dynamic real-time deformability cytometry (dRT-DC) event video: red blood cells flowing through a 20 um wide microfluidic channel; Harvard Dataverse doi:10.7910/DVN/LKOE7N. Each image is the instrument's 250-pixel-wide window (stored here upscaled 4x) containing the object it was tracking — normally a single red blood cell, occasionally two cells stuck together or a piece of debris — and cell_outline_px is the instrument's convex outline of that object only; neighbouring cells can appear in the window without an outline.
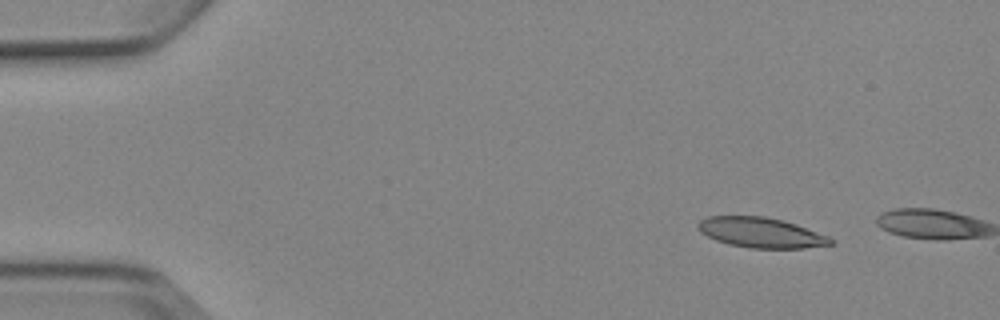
{"species": "Egyptian fruit bat (a non-hibernating species)", "species_latin": "Rousettus aegyptiacus", "temperature_condition": "cold", "stored_images_in_passage": 3, "camera_frame_rate_fps": 3000, "um_per_image_px": 0.085, "animal": {"sex": "female"}, "frame": {"image": 1, "passage_image": 2, "time_ms": 1.0, "image_size_px": [1000, 320], "cell_outline_px": [[836, 244], [804, 248], [748, 248], [728, 244], [716, 240], [700, 232], [696, 228], [696, 224], [700, 220], [708, 216], [764, 216], [784, 220], [796, 224], [828, 236], [836, 240]], "centroid_in_image_um": [64.69, 19.77], "position_along_channel_um": 20.3, "area_um2": 23.58}}